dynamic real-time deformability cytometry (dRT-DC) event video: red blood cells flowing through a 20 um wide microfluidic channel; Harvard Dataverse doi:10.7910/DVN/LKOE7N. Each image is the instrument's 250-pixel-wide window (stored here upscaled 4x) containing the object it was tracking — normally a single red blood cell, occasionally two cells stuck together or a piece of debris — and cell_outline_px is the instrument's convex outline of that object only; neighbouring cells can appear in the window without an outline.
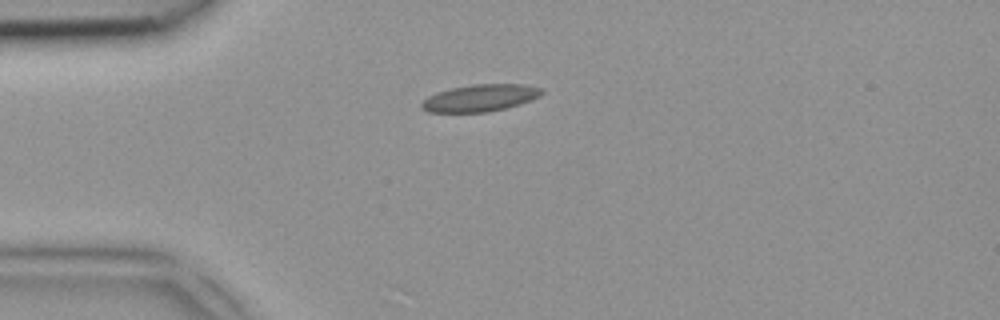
{"species": "common noctule bat (a hibernating species)", "species_latin": "Nyctalus noctula", "temperature_condition": "room temperature", "stored_images_in_passage": 2, "camera_frame_rate_fps": 3000, "um_per_image_px": 0.085, "animal": {"sex": "female", "body_mass_g": 18.4}, "frame": {"image": 1, "passage_image": 1, "time_ms": 0.0, "image_size_px": [1000, 320], "cell_outline_px": [[544, 92], [540, 96], [520, 104], [508, 108], [488, 112], [428, 112], [420, 108], [420, 104], [428, 96], [436, 92], [452, 88], [472, 84], [524, 84], [544, 88]], "centroid_in_image_um": [40.83, 8.32], "position_along_channel_um": 44.2, "area_um2": 19.13}}